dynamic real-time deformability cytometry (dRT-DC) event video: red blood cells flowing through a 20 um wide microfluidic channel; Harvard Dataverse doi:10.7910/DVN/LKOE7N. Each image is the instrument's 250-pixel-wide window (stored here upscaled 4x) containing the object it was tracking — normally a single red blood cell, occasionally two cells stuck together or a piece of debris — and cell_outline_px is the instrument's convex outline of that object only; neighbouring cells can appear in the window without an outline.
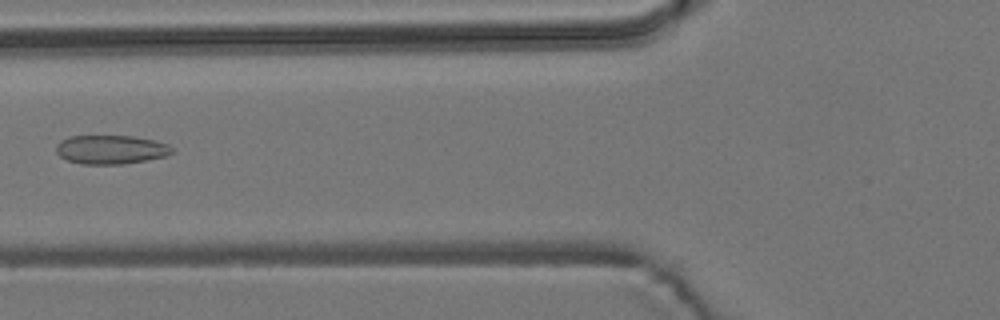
{"species": "common noctule bat (a hibernating species)", "species_latin": "Nyctalus noctula", "temperature_condition": "room temperature", "stored_images_in_passage": 2, "camera_frame_rate_fps": 3000, "um_per_image_px": 0.085, "animal": {"sex": "male", "body_mass_g": 19.2, "forearm_length_mm": 51.8}, "frame": {"image": 1, "passage_image": 2, "time_ms": 0.333, "image_size_px": [1000, 320], "cell_outline_px": [[176, 148], [172, 152], [164, 156], [124, 164], [80, 164], [68, 160], [60, 156], [56, 152], [56, 144], [60, 140], [68, 136], [136, 136], [168, 144]], "centroid_in_image_um": [9.4, 12.7], "position_along_channel_um": 116.4, "area_um2": 19.54}}